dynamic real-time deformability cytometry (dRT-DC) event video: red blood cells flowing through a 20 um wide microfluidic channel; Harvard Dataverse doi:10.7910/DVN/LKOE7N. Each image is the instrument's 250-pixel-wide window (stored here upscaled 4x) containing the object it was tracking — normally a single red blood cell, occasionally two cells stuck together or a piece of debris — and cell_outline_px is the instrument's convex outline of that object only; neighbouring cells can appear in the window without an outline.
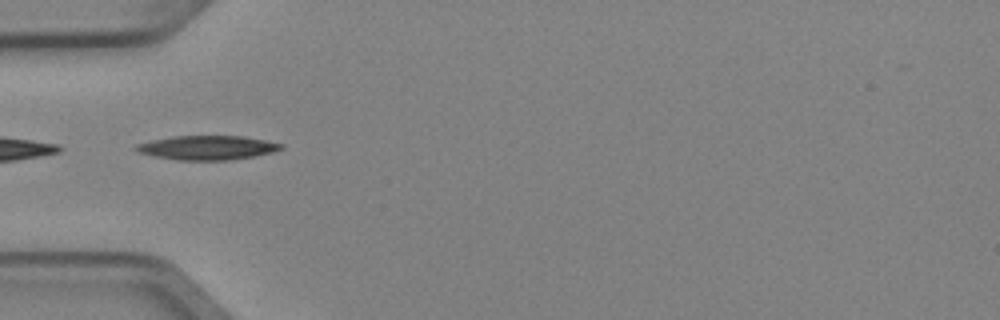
{"species": "Egyptian fruit bat (a non-hibernating species)", "species_latin": "Rousettus aegyptiacus", "temperature_condition": "cold", "stored_images_in_passage": 2, "camera_frame_rate_fps": 3000, "um_per_image_px": 0.085, "animal": {"sex": "female"}, "frame": {"image": 1, "passage_image": 2, "time_ms": 0.333, "image_size_px": [1000, 320], "cell_outline_px": [[284, 148], [272, 152], [256, 156], [228, 160], [176, 160], [156, 156], [140, 152], [132, 148], [136, 144], [152, 140], [172, 136], [244, 136], [284, 144]], "centroid_in_image_um": [17.64, 12.55], "position_along_channel_um": 67.4, "area_um2": 20.4}}